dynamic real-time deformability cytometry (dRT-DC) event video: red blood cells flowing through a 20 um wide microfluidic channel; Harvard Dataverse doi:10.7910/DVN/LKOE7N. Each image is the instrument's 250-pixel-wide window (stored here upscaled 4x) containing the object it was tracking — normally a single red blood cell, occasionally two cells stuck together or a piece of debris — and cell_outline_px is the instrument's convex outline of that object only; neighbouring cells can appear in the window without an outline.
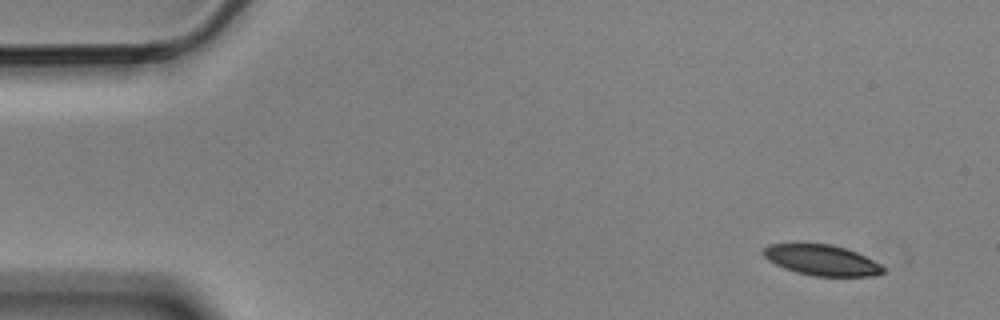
{"species": "Egyptian fruit bat (a non-hibernating species)", "species_latin": "Rousettus aegyptiacus", "temperature_condition": "cold", "stored_images_in_passage": 5, "camera_frame_rate_fps": 3000, "um_per_image_px": 0.085, "animal": {"sex": "male"}, "frame": {"image": 1, "passage_image": 1, "time_ms": 0.0, "image_size_px": [1000, 320], "cell_outline_px": [[884, 272], [876, 276], [812, 276], [796, 272], [784, 268], [768, 260], [760, 252], [768, 244], [792, 240], [832, 244], [856, 252], [880, 264], [884, 268]], "centroid_in_image_um": [69.74, 22.05], "position_along_channel_um": 15.3, "area_um2": 22.2}}
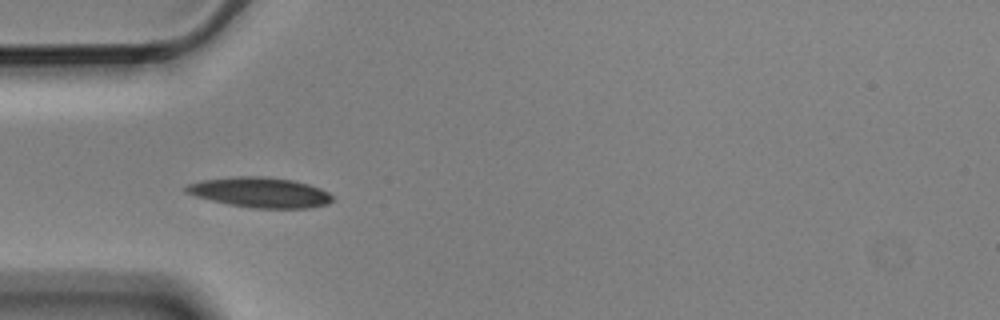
{"frame": {"image": 2, "passage_image": 4, "time_ms": 1.0, "image_size_px": [1000, 320], "cell_outline_px": [[332, 200], [328, 204], [308, 208], [252, 208], [228, 204], [196, 196], [184, 192], [184, 188], [188, 184], [200, 180], [236, 176], [260, 176], [292, 180], [308, 184], [320, 188], [328, 192], [332, 196]], "centroid_in_image_um": [22.09, 16.35], "position_along_channel_um": 62.9, "area_um2": 25.66}}
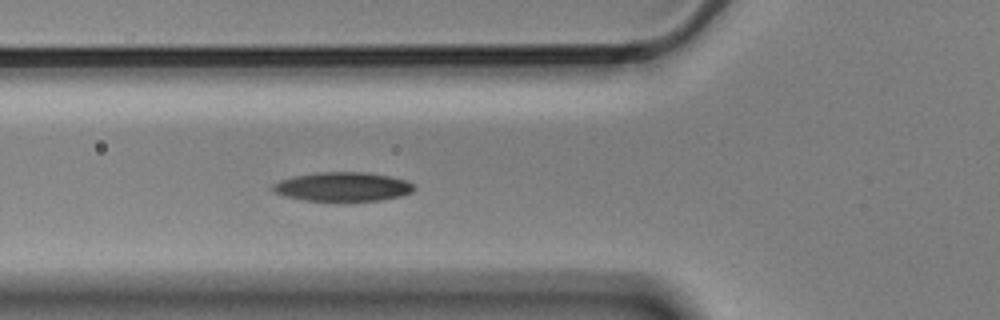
{"frame": {"image": 3, "passage_image": 5, "time_ms": 1.333, "image_size_px": [1000, 320], "cell_outline_px": [[416, 188], [412, 192], [400, 196], [380, 200], [340, 204], [304, 200], [284, 196], [276, 192], [272, 188], [272, 184], [280, 180], [296, 176], [316, 172], [368, 172], [408, 180], [416, 184]], "centroid_in_image_um": [29.17, 15.91], "position_along_channel_um": 96.6, "area_um2": 24.91}}